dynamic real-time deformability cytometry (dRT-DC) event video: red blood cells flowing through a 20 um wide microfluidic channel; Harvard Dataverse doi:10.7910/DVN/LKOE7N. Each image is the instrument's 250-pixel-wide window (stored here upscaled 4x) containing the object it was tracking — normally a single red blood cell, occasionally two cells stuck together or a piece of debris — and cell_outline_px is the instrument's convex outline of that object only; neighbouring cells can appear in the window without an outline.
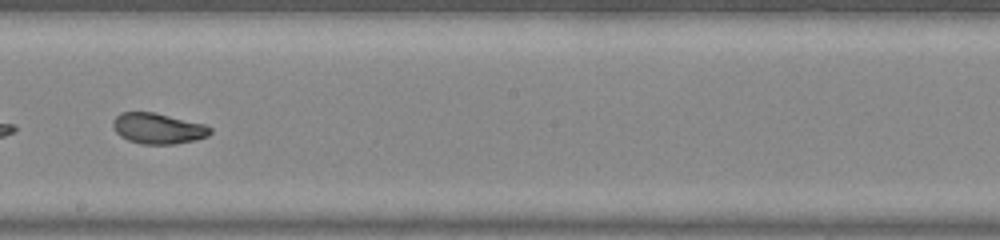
{"species": "common noctule bat (a hibernating species)", "species_latin": "Nyctalus noctula", "temperature_condition": "warm", "stored_images_in_passage": 42, "camera_frame_rate_fps": 3000, "um_per_image_px": 0.085, "animal": {"sex": "male", "body_mass_g": 20.0, "forearm_length_mm": 53.3}, "frame": {"image": 1, "passage_image": 24, "time_ms": 7.667, "image_size_px": [1000, 240], "cell_outline_px": [[212, 132], [208, 136], [196, 140], [176, 144], [140, 144], [128, 140], [120, 136], [116, 132], [112, 124], [112, 120], [120, 112], [156, 112], [204, 124], [212, 128]], "centroid_in_image_um": [13.43, 10.92], "position_along_channel_um": 234.8, "area_um2": 17.63}, "authors_computed_cell_mechanics": {"area_um2": 18.4093, "velocity_mm_per_s": 4.2534, "shape_relaxation_time_tau1_ms": 3.7101, "shape_relaxation_time_tau2_ms": 0.9132, "deformation_change_tau1": 0.1622, "deformation_change_tau2": 0.0574}}